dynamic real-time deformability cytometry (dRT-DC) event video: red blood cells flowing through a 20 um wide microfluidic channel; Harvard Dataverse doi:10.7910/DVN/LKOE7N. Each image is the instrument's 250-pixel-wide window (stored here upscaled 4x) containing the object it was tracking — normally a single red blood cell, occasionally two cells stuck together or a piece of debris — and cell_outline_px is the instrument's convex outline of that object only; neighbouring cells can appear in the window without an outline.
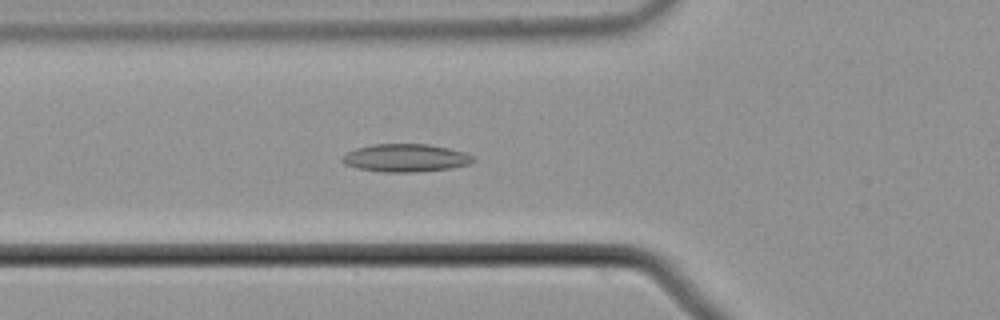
{"species": "common noctule bat (a hibernating species)", "species_latin": "Nyctalus noctula", "temperature_condition": "cold", "stored_images_in_passage": 50, "camera_frame_rate_fps": 3000, "um_per_image_px": 0.085, "animal": {"sex": "male", "body_mass_g": 21.5, "forearm_length_mm": 52.0}, "frame": {"image": 1, "passage_image": 21, "time_ms": 6.667, "image_size_px": [1000, 320], "cell_outline_px": [[476, 160], [468, 164], [448, 168], [416, 172], [384, 172], [356, 168], [344, 164], [340, 160], [348, 152], [356, 148], [372, 144], [428, 144], [448, 148], [464, 152], [476, 156]], "centroid_in_image_um": [34.48, 13.42], "position_along_channel_um": 91.3, "area_um2": 21.27}}
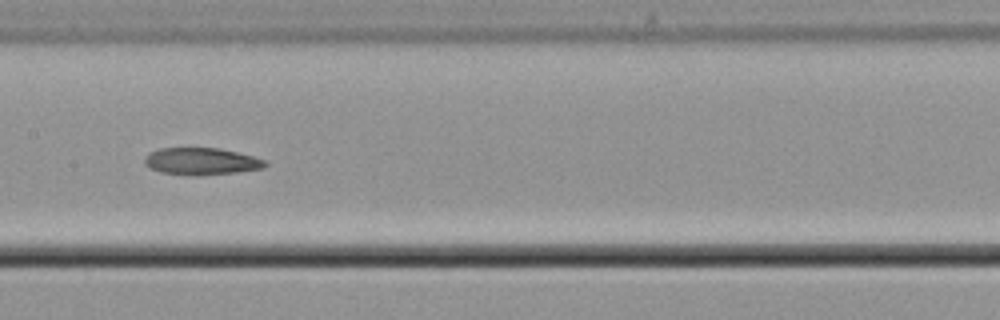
{"frame": {"image": 2, "passage_image": 29, "time_ms": 9.333, "image_size_px": [1000, 320], "cell_outline_px": [[268, 164], [264, 168], [236, 172], [200, 176], [192, 176], [160, 172], [148, 168], [144, 164], [144, 160], [148, 152], [160, 148], [220, 148], [268, 160]], "centroid_in_image_um": [17.1, 13.72], "position_along_channel_um": 190.3, "area_um2": 19.31}}
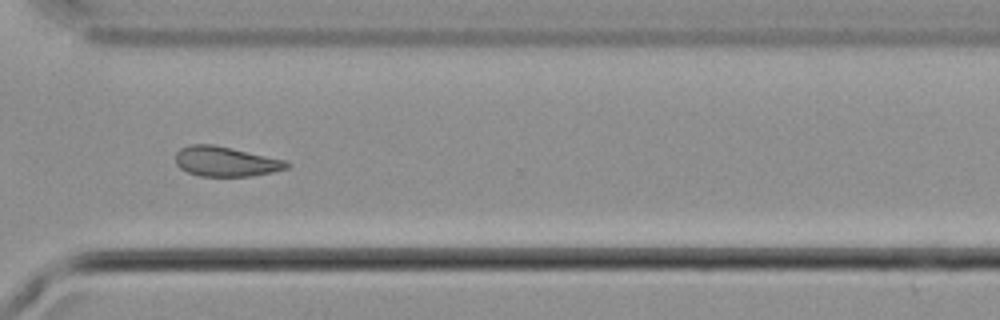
{"frame": {"image": 3, "passage_image": 42, "time_ms": 13.667, "image_size_px": [1000, 320], "cell_outline_px": [[292, 164], [288, 168], [272, 172], [252, 176], [200, 176], [188, 172], [180, 168], [176, 164], [176, 152], [180, 148], [192, 144], [212, 144], [232, 148], [288, 160]], "centroid_in_image_um": [19.22, 13.72], "position_along_channel_um": 351.4, "area_um2": 19.54}}